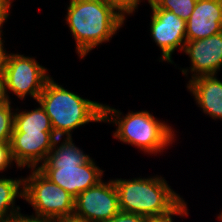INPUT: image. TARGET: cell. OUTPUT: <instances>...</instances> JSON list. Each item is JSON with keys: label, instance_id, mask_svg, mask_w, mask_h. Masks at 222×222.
<instances>
[{"label": "cell", "instance_id": "cell-1", "mask_svg": "<svg viewBox=\"0 0 222 222\" xmlns=\"http://www.w3.org/2000/svg\"><path fill=\"white\" fill-rule=\"evenodd\" d=\"M65 17L82 59L96 46L109 42L123 27L125 16L103 0H70Z\"/></svg>", "mask_w": 222, "mask_h": 222}, {"label": "cell", "instance_id": "cell-2", "mask_svg": "<svg viewBox=\"0 0 222 222\" xmlns=\"http://www.w3.org/2000/svg\"><path fill=\"white\" fill-rule=\"evenodd\" d=\"M61 139L55 140L47 159L37 169L76 198L102 180L103 170L95 164L94 159L76 147L72 137H65L60 144Z\"/></svg>", "mask_w": 222, "mask_h": 222}, {"label": "cell", "instance_id": "cell-3", "mask_svg": "<svg viewBox=\"0 0 222 222\" xmlns=\"http://www.w3.org/2000/svg\"><path fill=\"white\" fill-rule=\"evenodd\" d=\"M50 118L57 138L72 137V130L89 122H103V104L80 97L58 85L51 77L38 97Z\"/></svg>", "mask_w": 222, "mask_h": 222}, {"label": "cell", "instance_id": "cell-4", "mask_svg": "<svg viewBox=\"0 0 222 222\" xmlns=\"http://www.w3.org/2000/svg\"><path fill=\"white\" fill-rule=\"evenodd\" d=\"M108 105H103V122L116 124L113 136L121 142L134 145L148 154H161L175 140L174 129L168 124L157 120L147 110L130 111L125 116Z\"/></svg>", "mask_w": 222, "mask_h": 222}, {"label": "cell", "instance_id": "cell-5", "mask_svg": "<svg viewBox=\"0 0 222 222\" xmlns=\"http://www.w3.org/2000/svg\"><path fill=\"white\" fill-rule=\"evenodd\" d=\"M118 195L120 211L149 217L169 214L184 199L171 189L161 176L113 179Z\"/></svg>", "mask_w": 222, "mask_h": 222}, {"label": "cell", "instance_id": "cell-6", "mask_svg": "<svg viewBox=\"0 0 222 222\" xmlns=\"http://www.w3.org/2000/svg\"><path fill=\"white\" fill-rule=\"evenodd\" d=\"M30 172L27 178H23V199L32 205L35 216L45 222L72 216L75 198L37 168H31Z\"/></svg>", "mask_w": 222, "mask_h": 222}, {"label": "cell", "instance_id": "cell-7", "mask_svg": "<svg viewBox=\"0 0 222 222\" xmlns=\"http://www.w3.org/2000/svg\"><path fill=\"white\" fill-rule=\"evenodd\" d=\"M47 71L35 58L8 53L2 68L6 92L10 90L21 100L30 95L37 102L46 82L51 78Z\"/></svg>", "mask_w": 222, "mask_h": 222}, {"label": "cell", "instance_id": "cell-8", "mask_svg": "<svg viewBox=\"0 0 222 222\" xmlns=\"http://www.w3.org/2000/svg\"><path fill=\"white\" fill-rule=\"evenodd\" d=\"M119 212V195L113 179L101 180L74 200L73 215L89 222H104Z\"/></svg>", "mask_w": 222, "mask_h": 222}, {"label": "cell", "instance_id": "cell-9", "mask_svg": "<svg viewBox=\"0 0 222 222\" xmlns=\"http://www.w3.org/2000/svg\"><path fill=\"white\" fill-rule=\"evenodd\" d=\"M152 9L150 34L162 51L160 60L174 63L172 54L177 48L183 52L186 43V21L174 13L158 9L150 0Z\"/></svg>", "mask_w": 222, "mask_h": 222}, {"label": "cell", "instance_id": "cell-10", "mask_svg": "<svg viewBox=\"0 0 222 222\" xmlns=\"http://www.w3.org/2000/svg\"><path fill=\"white\" fill-rule=\"evenodd\" d=\"M54 131L13 132L10 149L18 168H38L47 159L55 140Z\"/></svg>", "mask_w": 222, "mask_h": 222}, {"label": "cell", "instance_id": "cell-11", "mask_svg": "<svg viewBox=\"0 0 222 222\" xmlns=\"http://www.w3.org/2000/svg\"><path fill=\"white\" fill-rule=\"evenodd\" d=\"M183 51L191 60L190 80L203 75H216L222 67V32L204 39L186 41Z\"/></svg>", "mask_w": 222, "mask_h": 222}, {"label": "cell", "instance_id": "cell-12", "mask_svg": "<svg viewBox=\"0 0 222 222\" xmlns=\"http://www.w3.org/2000/svg\"><path fill=\"white\" fill-rule=\"evenodd\" d=\"M222 32V0H197L186 20V41L200 40Z\"/></svg>", "mask_w": 222, "mask_h": 222}, {"label": "cell", "instance_id": "cell-13", "mask_svg": "<svg viewBox=\"0 0 222 222\" xmlns=\"http://www.w3.org/2000/svg\"><path fill=\"white\" fill-rule=\"evenodd\" d=\"M188 90L203 112L222 120V81L216 75H203L188 81Z\"/></svg>", "mask_w": 222, "mask_h": 222}, {"label": "cell", "instance_id": "cell-14", "mask_svg": "<svg viewBox=\"0 0 222 222\" xmlns=\"http://www.w3.org/2000/svg\"><path fill=\"white\" fill-rule=\"evenodd\" d=\"M39 105L32 111H15L13 132L53 131L49 116Z\"/></svg>", "mask_w": 222, "mask_h": 222}, {"label": "cell", "instance_id": "cell-15", "mask_svg": "<svg viewBox=\"0 0 222 222\" xmlns=\"http://www.w3.org/2000/svg\"><path fill=\"white\" fill-rule=\"evenodd\" d=\"M18 197H24L23 178L0 177V218L10 217L20 212V207H15V199Z\"/></svg>", "mask_w": 222, "mask_h": 222}, {"label": "cell", "instance_id": "cell-16", "mask_svg": "<svg viewBox=\"0 0 222 222\" xmlns=\"http://www.w3.org/2000/svg\"><path fill=\"white\" fill-rule=\"evenodd\" d=\"M158 9L174 13L183 20H188L197 0H150Z\"/></svg>", "mask_w": 222, "mask_h": 222}, {"label": "cell", "instance_id": "cell-17", "mask_svg": "<svg viewBox=\"0 0 222 222\" xmlns=\"http://www.w3.org/2000/svg\"><path fill=\"white\" fill-rule=\"evenodd\" d=\"M11 101L0 107V143L10 142L14 129V111L12 112Z\"/></svg>", "mask_w": 222, "mask_h": 222}, {"label": "cell", "instance_id": "cell-18", "mask_svg": "<svg viewBox=\"0 0 222 222\" xmlns=\"http://www.w3.org/2000/svg\"><path fill=\"white\" fill-rule=\"evenodd\" d=\"M113 5L121 14L130 15L138 9V5L142 0H103ZM149 1V0H148Z\"/></svg>", "mask_w": 222, "mask_h": 222}, {"label": "cell", "instance_id": "cell-19", "mask_svg": "<svg viewBox=\"0 0 222 222\" xmlns=\"http://www.w3.org/2000/svg\"><path fill=\"white\" fill-rule=\"evenodd\" d=\"M187 204L183 200L173 211L164 216L146 218V222H173V216H188Z\"/></svg>", "mask_w": 222, "mask_h": 222}, {"label": "cell", "instance_id": "cell-20", "mask_svg": "<svg viewBox=\"0 0 222 222\" xmlns=\"http://www.w3.org/2000/svg\"><path fill=\"white\" fill-rule=\"evenodd\" d=\"M12 163L14 162L11 156L10 142L0 143V173Z\"/></svg>", "mask_w": 222, "mask_h": 222}, {"label": "cell", "instance_id": "cell-21", "mask_svg": "<svg viewBox=\"0 0 222 222\" xmlns=\"http://www.w3.org/2000/svg\"><path fill=\"white\" fill-rule=\"evenodd\" d=\"M104 222H146V217L134 213L120 211L114 217Z\"/></svg>", "mask_w": 222, "mask_h": 222}, {"label": "cell", "instance_id": "cell-22", "mask_svg": "<svg viewBox=\"0 0 222 222\" xmlns=\"http://www.w3.org/2000/svg\"><path fill=\"white\" fill-rule=\"evenodd\" d=\"M0 222H45L42 219L37 218L34 214L24 215L20 212L11 215L10 217L0 218Z\"/></svg>", "mask_w": 222, "mask_h": 222}, {"label": "cell", "instance_id": "cell-23", "mask_svg": "<svg viewBox=\"0 0 222 222\" xmlns=\"http://www.w3.org/2000/svg\"><path fill=\"white\" fill-rule=\"evenodd\" d=\"M13 0H0V25H3L10 15V8Z\"/></svg>", "mask_w": 222, "mask_h": 222}, {"label": "cell", "instance_id": "cell-24", "mask_svg": "<svg viewBox=\"0 0 222 222\" xmlns=\"http://www.w3.org/2000/svg\"><path fill=\"white\" fill-rule=\"evenodd\" d=\"M10 102V97L6 92L5 78L2 70H0V107L7 105Z\"/></svg>", "mask_w": 222, "mask_h": 222}, {"label": "cell", "instance_id": "cell-25", "mask_svg": "<svg viewBox=\"0 0 222 222\" xmlns=\"http://www.w3.org/2000/svg\"><path fill=\"white\" fill-rule=\"evenodd\" d=\"M2 28H3V25H0V70H2L7 59V55H8V53L4 49V41L2 39V36H3Z\"/></svg>", "mask_w": 222, "mask_h": 222}, {"label": "cell", "instance_id": "cell-26", "mask_svg": "<svg viewBox=\"0 0 222 222\" xmlns=\"http://www.w3.org/2000/svg\"><path fill=\"white\" fill-rule=\"evenodd\" d=\"M51 222H89V221L72 215L67 217H59Z\"/></svg>", "mask_w": 222, "mask_h": 222}, {"label": "cell", "instance_id": "cell-27", "mask_svg": "<svg viewBox=\"0 0 222 222\" xmlns=\"http://www.w3.org/2000/svg\"><path fill=\"white\" fill-rule=\"evenodd\" d=\"M217 219L221 220V222H222V211H221V213L218 215V218H217Z\"/></svg>", "mask_w": 222, "mask_h": 222}]
</instances>
